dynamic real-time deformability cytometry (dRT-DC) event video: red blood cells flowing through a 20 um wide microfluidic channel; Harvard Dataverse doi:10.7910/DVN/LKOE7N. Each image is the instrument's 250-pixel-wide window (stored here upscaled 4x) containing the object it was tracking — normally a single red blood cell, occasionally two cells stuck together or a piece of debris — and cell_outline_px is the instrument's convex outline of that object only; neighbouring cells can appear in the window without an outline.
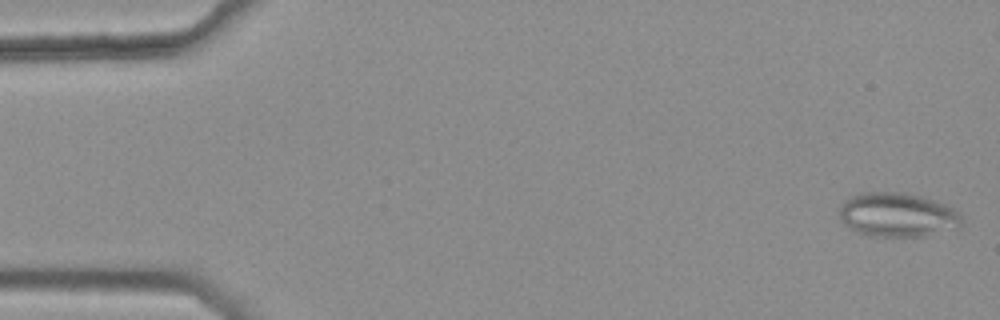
{"species": "common noctule bat (a hibernating species)", "species_latin": "Nyctalus noctula", "temperature_condition": "warm", "stored_images_in_passage": 45, "camera_frame_rate_fps": 3000, "um_per_image_px": 0.085, "animal": {"sex": "female", "body_mass_g": 25.1}, "frame": {"image": 1, "passage_image": 1, "time_ms": 0.0, "image_size_px": [1000, 320], "cell_outline_px": [[960, 224], [924, 236], [868, 236], [844, 224], [840, 220], [840, 208], [844, 200], [848, 196], [864, 192], [900, 192], [924, 196], [944, 204], [960, 212]], "centroid_in_image_um": [76.21, 18.23], "position_along_channel_um": 8.8, "area_um2": 31.04}}
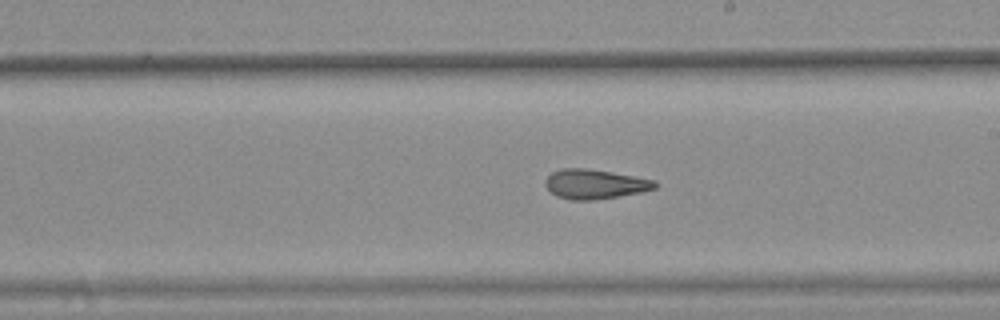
{"frame": {"image": 2, "passage_image": 30, "time_ms": 9.667, "image_size_px": [1000, 320], "cell_outline_px": [[660, 184], [656, 188], [640, 192], [592, 200], [568, 200], [556, 196], [544, 184], [544, 180], [552, 172], [560, 168], [584, 168], [656, 180]], "centroid_in_image_um": [50.54, 15.65], "position_along_channel_um": 238.5, "area_um2": 18.73}}
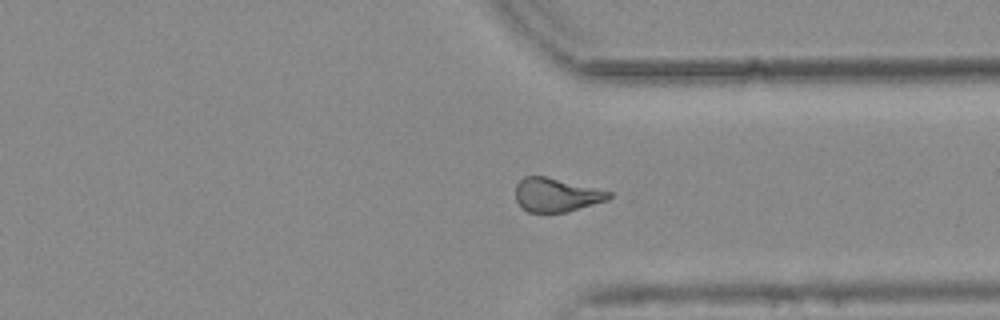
{"frame": {"image": 3, "passage_image": 40, "time_ms": 13.0, "image_size_px": [1000, 320], "cell_outline_px": [[612, 196], [608, 200], [568, 212], [528, 212], [516, 200], [516, 184], [524, 176], [544, 176], [596, 188], [612, 192]], "centroid_in_image_um": [47.3, 16.57], "position_along_channel_um": 364.1, "area_um2": 18.21}, "authors_computed_cell_mechanics": {"area_um2": 19.7676, "velocity_mm_per_s": 3.7693, "shape_relaxation_time_tau1_ms": null, "shape_relaxation_time_tau2_ms": 2.8841, "deformation_change_tau1": null, "deformation_change_tau2": 0.1187}}